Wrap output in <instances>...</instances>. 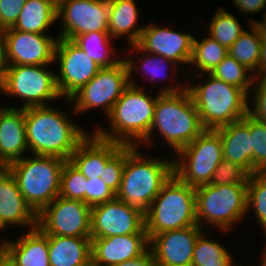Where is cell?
<instances>
[{
	"instance_id": "obj_1",
	"label": "cell",
	"mask_w": 266,
	"mask_h": 266,
	"mask_svg": "<svg viewBox=\"0 0 266 266\" xmlns=\"http://www.w3.org/2000/svg\"><path fill=\"white\" fill-rule=\"evenodd\" d=\"M176 79L178 80L176 77L175 80L170 79L171 85L160 87V91L155 96L146 94L144 86L129 85L106 117L109 129L106 130L102 125H96L93 132L100 138L124 146H139L148 137L159 94L178 93L186 88L187 83H180L183 82L181 80L178 84L174 83Z\"/></svg>"
},
{
	"instance_id": "obj_2",
	"label": "cell",
	"mask_w": 266,
	"mask_h": 266,
	"mask_svg": "<svg viewBox=\"0 0 266 266\" xmlns=\"http://www.w3.org/2000/svg\"><path fill=\"white\" fill-rule=\"evenodd\" d=\"M64 112L53 105L24 109L26 140L31 154L70 159L89 133L70 121L69 114Z\"/></svg>"
},
{
	"instance_id": "obj_3",
	"label": "cell",
	"mask_w": 266,
	"mask_h": 266,
	"mask_svg": "<svg viewBox=\"0 0 266 266\" xmlns=\"http://www.w3.org/2000/svg\"><path fill=\"white\" fill-rule=\"evenodd\" d=\"M139 146H125V166L116 198L144 214L174 174V159L146 157Z\"/></svg>"
},
{
	"instance_id": "obj_4",
	"label": "cell",
	"mask_w": 266,
	"mask_h": 266,
	"mask_svg": "<svg viewBox=\"0 0 266 266\" xmlns=\"http://www.w3.org/2000/svg\"><path fill=\"white\" fill-rule=\"evenodd\" d=\"M204 130L187 88L178 93H160L148 137L139 146L146 144L150 147L157 132L162 141L176 154Z\"/></svg>"
},
{
	"instance_id": "obj_5",
	"label": "cell",
	"mask_w": 266,
	"mask_h": 266,
	"mask_svg": "<svg viewBox=\"0 0 266 266\" xmlns=\"http://www.w3.org/2000/svg\"><path fill=\"white\" fill-rule=\"evenodd\" d=\"M195 78L202 79L197 84H186V88L192 96L204 129L216 130L247 115L248 94L243 89L210 73Z\"/></svg>"
},
{
	"instance_id": "obj_6",
	"label": "cell",
	"mask_w": 266,
	"mask_h": 266,
	"mask_svg": "<svg viewBox=\"0 0 266 266\" xmlns=\"http://www.w3.org/2000/svg\"><path fill=\"white\" fill-rule=\"evenodd\" d=\"M65 161L56 156L31 154L8 165L21 194L37 214L59 196Z\"/></svg>"
},
{
	"instance_id": "obj_7",
	"label": "cell",
	"mask_w": 266,
	"mask_h": 266,
	"mask_svg": "<svg viewBox=\"0 0 266 266\" xmlns=\"http://www.w3.org/2000/svg\"><path fill=\"white\" fill-rule=\"evenodd\" d=\"M144 218L149 239L158 233L198 225L195 188L173 174L151 203Z\"/></svg>"
},
{
	"instance_id": "obj_8",
	"label": "cell",
	"mask_w": 266,
	"mask_h": 266,
	"mask_svg": "<svg viewBox=\"0 0 266 266\" xmlns=\"http://www.w3.org/2000/svg\"><path fill=\"white\" fill-rule=\"evenodd\" d=\"M195 194L197 224L204 230L207 224L229 232L248 214L247 185L206 184L196 187Z\"/></svg>"
},
{
	"instance_id": "obj_9",
	"label": "cell",
	"mask_w": 266,
	"mask_h": 266,
	"mask_svg": "<svg viewBox=\"0 0 266 266\" xmlns=\"http://www.w3.org/2000/svg\"><path fill=\"white\" fill-rule=\"evenodd\" d=\"M47 66V67H46ZM50 65H8L0 93L23 100L22 107L47 106L62 98L56 81V73Z\"/></svg>"
},
{
	"instance_id": "obj_10",
	"label": "cell",
	"mask_w": 266,
	"mask_h": 266,
	"mask_svg": "<svg viewBox=\"0 0 266 266\" xmlns=\"http://www.w3.org/2000/svg\"><path fill=\"white\" fill-rule=\"evenodd\" d=\"M174 174L194 188L210 183L213 172L224 159L221 136L217 130L205 129L177 153Z\"/></svg>"
},
{
	"instance_id": "obj_11",
	"label": "cell",
	"mask_w": 266,
	"mask_h": 266,
	"mask_svg": "<svg viewBox=\"0 0 266 266\" xmlns=\"http://www.w3.org/2000/svg\"><path fill=\"white\" fill-rule=\"evenodd\" d=\"M127 64L122 60L112 68H101L98 73L67 101L75 115L101 107L107 117L113 105L129 86Z\"/></svg>"
},
{
	"instance_id": "obj_12",
	"label": "cell",
	"mask_w": 266,
	"mask_h": 266,
	"mask_svg": "<svg viewBox=\"0 0 266 266\" xmlns=\"http://www.w3.org/2000/svg\"><path fill=\"white\" fill-rule=\"evenodd\" d=\"M37 227L47 235L91 238V207L58 196L37 214Z\"/></svg>"
},
{
	"instance_id": "obj_13",
	"label": "cell",
	"mask_w": 266,
	"mask_h": 266,
	"mask_svg": "<svg viewBox=\"0 0 266 266\" xmlns=\"http://www.w3.org/2000/svg\"><path fill=\"white\" fill-rule=\"evenodd\" d=\"M54 62L59 65L56 81L63 99H70L101 69L73 40L61 37L57 40Z\"/></svg>"
},
{
	"instance_id": "obj_14",
	"label": "cell",
	"mask_w": 266,
	"mask_h": 266,
	"mask_svg": "<svg viewBox=\"0 0 266 266\" xmlns=\"http://www.w3.org/2000/svg\"><path fill=\"white\" fill-rule=\"evenodd\" d=\"M62 26L57 37L74 40L92 31L108 32L109 0H67L57 7Z\"/></svg>"
},
{
	"instance_id": "obj_15",
	"label": "cell",
	"mask_w": 266,
	"mask_h": 266,
	"mask_svg": "<svg viewBox=\"0 0 266 266\" xmlns=\"http://www.w3.org/2000/svg\"><path fill=\"white\" fill-rule=\"evenodd\" d=\"M147 234L144 213L116 197L91 207V239Z\"/></svg>"
},
{
	"instance_id": "obj_16",
	"label": "cell",
	"mask_w": 266,
	"mask_h": 266,
	"mask_svg": "<svg viewBox=\"0 0 266 266\" xmlns=\"http://www.w3.org/2000/svg\"><path fill=\"white\" fill-rule=\"evenodd\" d=\"M8 65H55L57 38L8 28L2 31Z\"/></svg>"
},
{
	"instance_id": "obj_17",
	"label": "cell",
	"mask_w": 266,
	"mask_h": 266,
	"mask_svg": "<svg viewBox=\"0 0 266 266\" xmlns=\"http://www.w3.org/2000/svg\"><path fill=\"white\" fill-rule=\"evenodd\" d=\"M144 25L137 45L145 52L166 57L168 60L186 67L192 56L194 35L175 31L171 27Z\"/></svg>"
},
{
	"instance_id": "obj_18",
	"label": "cell",
	"mask_w": 266,
	"mask_h": 266,
	"mask_svg": "<svg viewBox=\"0 0 266 266\" xmlns=\"http://www.w3.org/2000/svg\"><path fill=\"white\" fill-rule=\"evenodd\" d=\"M199 225L158 233L149 239L157 266H192L195 242L203 232Z\"/></svg>"
},
{
	"instance_id": "obj_19",
	"label": "cell",
	"mask_w": 266,
	"mask_h": 266,
	"mask_svg": "<svg viewBox=\"0 0 266 266\" xmlns=\"http://www.w3.org/2000/svg\"><path fill=\"white\" fill-rule=\"evenodd\" d=\"M149 247L147 234L91 239V265L111 266L141 255Z\"/></svg>"
},
{
	"instance_id": "obj_20",
	"label": "cell",
	"mask_w": 266,
	"mask_h": 266,
	"mask_svg": "<svg viewBox=\"0 0 266 266\" xmlns=\"http://www.w3.org/2000/svg\"><path fill=\"white\" fill-rule=\"evenodd\" d=\"M26 150L24 109L15 106H0V163H10L22 159Z\"/></svg>"
},
{
	"instance_id": "obj_21",
	"label": "cell",
	"mask_w": 266,
	"mask_h": 266,
	"mask_svg": "<svg viewBox=\"0 0 266 266\" xmlns=\"http://www.w3.org/2000/svg\"><path fill=\"white\" fill-rule=\"evenodd\" d=\"M12 225L37 227V213L26 202L13 176L8 172L0 180V231Z\"/></svg>"
},
{
	"instance_id": "obj_22",
	"label": "cell",
	"mask_w": 266,
	"mask_h": 266,
	"mask_svg": "<svg viewBox=\"0 0 266 266\" xmlns=\"http://www.w3.org/2000/svg\"><path fill=\"white\" fill-rule=\"evenodd\" d=\"M124 145L89 133L77 146L69 161L87 178H98L106 163Z\"/></svg>"
},
{
	"instance_id": "obj_23",
	"label": "cell",
	"mask_w": 266,
	"mask_h": 266,
	"mask_svg": "<svg viewBox=\"0 0 266 266\" xmlns=\"http://www.w3.org/2000/svg\"><path fill=\"white\" fill-rule=\"evenodd\" d=\"M0 240V246L15 266H50L48 236L38 227L24 232L15 241L6 237Z\"/></svg>"
},
{
	"instance_id": "obj_24",
	"label": "cell",
	"mask_w": 266,
	"mask_h": 266,
	"mask_svg": "<svg viewBox=\"0 0 266 266\" xmlns=\"http://www.w3.org/2000/svg\"><path fill=\"white\" fill-rule=\"evenodd\" d=\"M216 130L221 136L224 159L237 163L251 175L252 142L250 117L245 115L242 119Z\"/></svg>"
},
{
	"instance_id": "obj_25",
	"label": "cell",
	"mask_w": 266,
	"mask_h": 266,
	"mask_svg": "<svg viewBox=\"0 0 266 266\" xmlns=\"http://www.w3.org/2000/svg\"><path fill=\"white\" fill-rule=\"evenodd\" d=\"M47 236L50 266L91 265V238Z\"/></svg>"
},
{
	"instance_id": "obj_26",
	"label": "cell",
	"mask_w": 266,
	"mask_h": 266,
	"mask_svg": "<svg viewBox=\"0 0 266 266\" xmlns=\"http://www.w3.org/2000/svg\"><path fill=\"white\" fill-rule=\"evenodd\" d=\"M135 2V0H109L108 32L115 40L126 36L128 46L138 43L144 29V26L137 25L139 11Z\"/></svg>"
},
{
	"instance_id": "obj_27",
	"label": "cell",
	"mask_w": 266,
	"mask_h": 266,
	"mask_svg": "<svg viewBox=\"0 0 266 266\" xmlns=\"http://www.w3.org/2000/svg\"><path fill=\"white\" fill-rule=\"evenodd\" d=\"M129 47H130L131 51H133V52L135 51L134 55L136 53L137 54L140 53V55L143 53L141 56L139 55V57H136L138 59H136L135 61L131 57H128V58L123 57V60L126 62L127 68H128L129 84L132 86H136V87L140 86V84H136L135 79H137V78H133L134 77L133 74L135 71L137 73L139 71V73H140L143 70V75H140V76H142L143 78L145 77L144 75H146V77L148 76V78L150 77L149 78L151 80L150 83L152 84V87H153V85L155 86L154 82L156 80H158L157 82H160V80L163 78V80H162V82H163L164 80L169 79L168 76L170 73H171L172 77H175V74H178V72H177L178 70H180V72L181 71L183 72L185 69L183 67H181V69H179V66L176 63L172 62L171 60H168L164 56L150 54V53L143 51L137 44L130 45ZM168 69L172 70V71H169V74H167Z\"/></svg>"
},
{
	"instance_id": "obj_28",
	"label": "cell",
	"mask_w": 266,
	"mask_h": 266,
	"mask_svg": "<svg viewBox=\"0 0 266 266\" xmlns=\"http://www.w3.org/2000/svg\"><path fill=\"white\" fill-rule=\"evenodd\" d=\"M57 21V6L51 0H26L12 29L47 34Z\"/></svg>"
},
{
	"instance_id": "obj_29",
	"label": "cell",
	"mask_w": 266,
	"mask_h": 266,
	"mask_svg": "<svg viewBox=\"0 0 266 266\" xmlns=\"http://www.w3.org/2000/svg\"><path fill=\"white\" fill-rule=\"evenodd\" d=\"M100 68H112L119 64L123 57L117 58L109 32L92 31L80 34L73 40Z\"/></svg>"
},
{
	"instance_id": "obj_30",
	"label": "cell",
	"mask_w": 266,
	"mask_h": 266,
	"mask_svg": "<svg viewBox=\"0 0 266 266\" xmlns=\"http://www.w3.org/2000/svg\"><path fill=\"white\" fill-rule=\"evenodd\" d=\"M249 30H245L228 49V54L243 64L253 74L258 71L262 35L254 23H248Z\"/></svg>"
},
{
	"instance_id": "obj_31",
	"label": "cell",
	"mask_w": 266,
	"mask_h": 266,
	"mask_svg": "<svg viewBox=\"0 0 266 266\" xmlns=\"http://www.w3.org/2000/svg\"><path fill=\"white\" fill-rule=\"evenodd\" d=\"M201 40V41H200ZM228 55V49L219 44L209 35L201 39L194 36L192 56L189 67L194 68L195 75L211 73L214 68ZM193 65V66H192ZM197 69V70H196Z\"/></svg>"
},
{
	"instance_id": "obj_32",
	"label": "cell",
	"mask_w": 266,
	"mask_h": 266,
	"mask_svg": "<svg viewBox=\"0 0 266 266\" xmlns=\"http://www.w3.org/2000/svg\"><path fill=\"white\" fill-rule=\"evenodd\" d=\"M205 236L203 231L195 242L192 257V266H240L233 264V253L230 254L228 249L216 240Z\"/></svg>"
},
{
	"instance_id": "obj_33",
	"label": "cell",
	"mask_w": 266,
	"mask_h": 266,
	"mask_svg": "<svg viewBox=\"0 0 266 266\" xmlns=\"http://www.w3.org/2000/svg\"><path fill=\"white\" fill-rule=\"evenodd\" d=\"M213 18L210 21L205 35H209L219 44L229 49L232 44L245 31L237 16L223 9V7L215 10Z\"/></svg>"
},
{
	"instance_id": "obj_34",
	"label": "cell",
	"mask_w": 266,
	"mask_h": 266,
	"mask_svg": "<svg viewBox=\"0 0 266 266\" xmlns=\"http://www.w3.org/2000/svg\"><path fill=\"white\" fill-rule=\"evenodd\" d=\"M214 77L243 89L247 94L252 87L254 74L229 54L210 73Z\"/></svg>"
},
{
	"instance_id": "obj_35",
	"label": "cell",
	"mask_w": 266,
	"mask_h": 266,
	"mask_svg": "<svg viewBox=\"0 0 266 266\" xmlns=\"http://www.w3.org/2000/svg\"><path fill=\"white\" fill-rule=\"evenodd\" d=\"M249 210H253L254 217L266 236V173H255L248 177L247 212Z\"/></svg>"
},
{
	"instance_id": "obj_36",
	"label": "cell",
	"mask_w": 266,
	"mask_h": 266,
	"mask_svg": "<svg viewBox=\"0 0 266 266\" xmlns=\"http://www.w3.org/2000/svg\"><path fill=\"white\" fill-rule=\"evenodd\" d=\"M87 178L69 161L66 160L61 171L59 196L80 200L86 204Z\"/></svg>"
},
{
	"instance_id": "obj_37",
	"label": "cell",
	"mask_w": 266,
	"mask_h": 266,
	"mask_svg": "<svg viewBox=\"0 0 266 266\" xmlns=\"http://www.w3.org/2000/svg\"><path fill=\"white\" fill-rule=\"evenodd\" d=\"M252 174L266 173V123L250 118Z\"/></svg>"
},
{
	"instance_id": "obj_38",
	"label": "cell",
	"mask_w": 266,
	"mask_h": 266,
	"mask_svg": "<svg viewBox=\"0 0 266 266\" xmlns=\"http://www.w3.org/2000/svg\"><path fill=\"white\" fill-rule=\"evenodd\" d=\"M249 173L235 162L223 159L213 172L210 185H247Z\"/></svg>"
},
{
	"instance_id": "obj_39",
	"label": "cell",
	"mask_w": 266,
	"mask_h": 266,
	"mask_svg": "<svg viewBox=\"0 0 266 266\" xmlns=\"http://www.w3.org/2000/svg\"><path fill=\"white\" fill-rule=\"evenodd\" d=\"M250 94L251 97H249ZM247 115L254 121L266 123V78H254L252 88L248 93Z\"/></svg>"
},
{
	"instance_id": "obj_40",
	"label": "cell",
	"mask_w": 266,
	"mask_h": 266,
	"mask_svg": "<svg viewBox=\"0 0 266 266\" xmlns=\"http://www.w3.org/2000/svg\"><path fill=\"white\" fill-rule=\"evenodd\" d=\"M125 166V146H123L105 165L100 178L106 183L107 187L115 194L118 192L123 170Z\"/></svg>"
},
{
	"instance_id": "obj_41",
	"label": "cell",
	"mask_w": 266,
	"mask_h": 266,
	"mask_svg": "<svg viewBox=\"0 0 266 266\" xmlns=\"http://www.w3.org/2000/svg\"><path fill=\"white\" fill-rule=\"evenodd\" d=\"M116 194L110 190L106 183L100 178L87 179L86 182V204L90 207L111 201Z\"/></svg>"
},
{
	"instance_id": "obj_42",
	"label": "cell",
	"mask_w": 266,
	"mask_h": 266,
	"mask_svg": "<svg viewBox=\"0 0 266 266\" xmlns=\"http://www.w3.org/2000/svg\"><path fill=\"white\" fill-rule=\"evenodd\" d=\"M26 0H0V31L12 28Z\"/></svg>"
},
{
	"instance_id": "obj_43",
	"label": "cell",
	"mask_w": 266,
	"mask_h": 266,
	"mask_svg": "<svg viewBox=\"0 0 266 266\" xmlns=\"http://www.w3.org/2000/svg\"><path fill=\"white\" fill-rule=\"evenodd\" d=\"M239 13L256 14L266 10V0H233V3Z\"/></svg>"
},
{
	"instance_id": "obj_44",
	"label": "cell",
	"mask_w": 266,
	"mask_h": 266,
	"mask_svg": "<svg viewBox=\"0 0 266 266\" xmlns=\"http://www.w3.org/2000/svg\"><path fill=\"white\" fill-rule=\"evenodd\" d=\"M155 261L151 249L148 247L141 255L111 266H154Z\"/></svg>"
},
{
	"instance_id": "obj_45",
	"label": "cell",
	"mask_w": 266,
	"mask_h": 266,
	"mask_svg": "<svg viewBox=\"0 0 266 266\" xmlns=\"http://www.w3.org/2000/svg\"><path fill=\"white\" fill-rule=\"evenodd\" d=\"M254 77L266 78V36H262L259 68Z\"/></svg>"
},
{
	"instance_id": "obj_46",
	"label": "cell",
	"mask_w": 266,
	"mask_h": 266,
	"mask_svg": "<svg viewBox=\"0 0 266 266\" xmlns=\"http://www.w3.org/2000/svg\"><path fill=\"white\" fill-rule=\"evenodd\" d=\"M7 67H8V64L6 60L5 43H4L2 31H0V85L2 84L4 80Z\"/></svg>"
},
{
	"instance_id": "obj_47",
	"label": "cell",
	"mask_w": 266,
	"mask_h": 266,
	"mask_svg": "<svg viewBox=\"0 0 266 266\" xmlns=\"http://www.w3.org/2000/svg\"><path fill=\"white\" fill-rule=\"evenodd\" d=\"M0 266H15L13 259L0 247Z\"/></svg>"
},
{
	"instance_id": "obj_48",
	"label": "cell",
	"mask_w": 266,
	"mask_h": 266,
	"mask_svg": "<svg viewBox=\"0 0 266 266\" xmlns=\"http://www.w3.org/2000/svg\"><path fill=\"white\" fill-rule=\"evenodd\" d=\"M249 22L254 23L258 27L262 36H266V11H264V14L262 16V21L259 22L252 19Z\"/></svg>"
},
{
	"instance_id": "obj_49",
	"label": "cell",
	"mask_w": 266,
	"mask_h": 266,
	"mask_svg": "<svg viewBox=\"0 0 266 266\" xmlns=\"http://www.w3.org/2000/svg\"><path fill=\"white\" fill-rule=\"evenodd\" d=\"M8 173V165L0 163V180Z\"/></svg>"
},
{
	"instance_id": "obj_50",
	"label": "cell",
	"mask_w": 266,
	"mask_h": 266,
	"mask_svg": "<svg viewBox=\"0 0 266 266\" xmlns=\"http://www.w3.org/2000/svg\"><path fill=\"white\" fill-rule=\"evenodd\" d=\"M263 249H264V251H263V255L261 256V258L263 257L261 260V265L266 266V246Z\"/></svg>"
},
{
	"instance_id": "obj_51",
	"label": "cell",
	"mask_w": 266,
	"mask_h": 266,
	"mask_svg": "<svg viewBox=\"0 0 266 266\" xmlns=\"http://www.w3.org/2000/svg\"><path fill=\"white\" fill-rule=\"evenodd\" d=\"M57 7L67 0H51Z\"/></svg>"
}]
</instances>
